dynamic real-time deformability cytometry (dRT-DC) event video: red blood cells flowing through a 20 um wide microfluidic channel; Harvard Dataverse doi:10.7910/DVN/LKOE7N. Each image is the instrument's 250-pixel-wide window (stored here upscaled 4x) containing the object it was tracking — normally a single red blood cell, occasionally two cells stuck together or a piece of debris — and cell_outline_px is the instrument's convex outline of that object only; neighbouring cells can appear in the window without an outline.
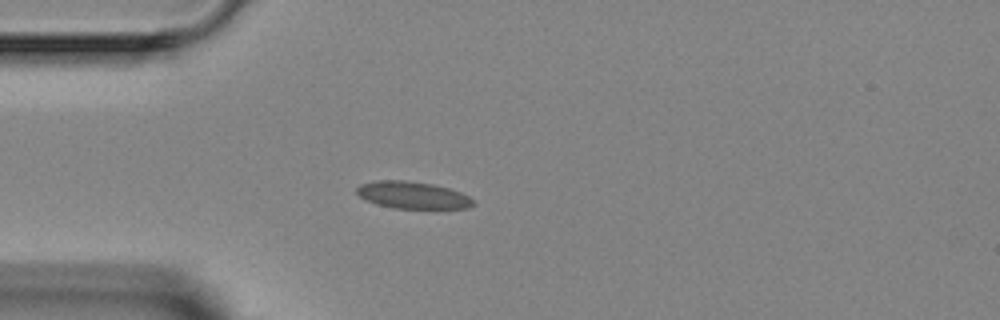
{"species": "Egyptian fruit bat (a non-hibernating species)", "species_latin": "Rousettus aegyptiacus", "temperature_condition": "room temperature", "stored_images_in_passage": 3, "camera_frame_rate_fps": 3000, "um_per_image_px": 0.085, "animal": {"sex": "female"}, "frame": {"image": 1, "passage_image": 3, "time_ms": 2.333, "image_size_px": [1000, 320], "cell_outline_px": [[476, 204], [468, 208], [392, 208], [368, 200], [360, 196], [356, 192], [356, 188], [360, 184], [376, 180], [408, 180], [432, 184], [448, 188], [460, 192], [468, 196]], "centroid_in_image_um": [35.08, 16.57], "position_along_channel_um": 49.9, "area_um2": 18.21}}